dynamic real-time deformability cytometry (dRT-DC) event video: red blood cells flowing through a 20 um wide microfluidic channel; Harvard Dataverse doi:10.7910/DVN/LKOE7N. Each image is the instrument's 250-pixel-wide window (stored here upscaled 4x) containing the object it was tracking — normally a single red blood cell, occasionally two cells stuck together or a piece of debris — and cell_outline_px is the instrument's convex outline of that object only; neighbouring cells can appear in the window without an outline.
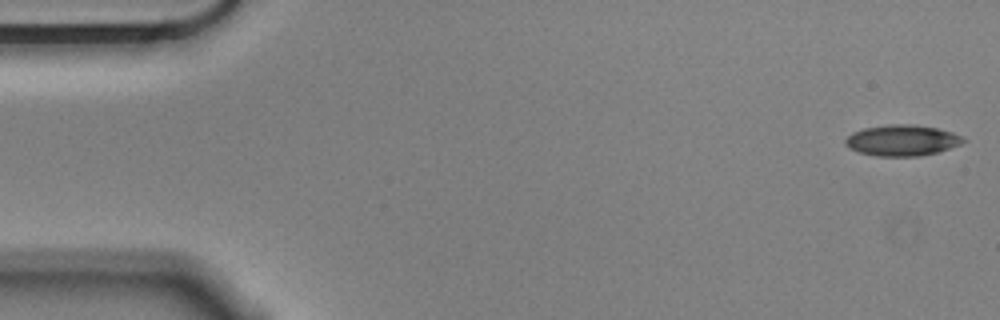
{"species": "Egyptian fruit bat (a non-hibernating species)", "species_latin": "Rousettus aegyptiacus", "temperature_condition": "cold", "stored_images_in_passage": 56, "camera_frame_rate_fps": 3000, "um_per_image_px": 0.085, "animal": {"sex": "male"}, "frame": {"image": 1, "passage_image": 1, "time_ms": 0.0, "image_size_px": [1000, 320], "cell_outline_px": [[968, 140], [960, 144], [936, 152], [920, 156], [876, 156], [860, 152], [848, 148], [844, 144], [844, 140], [852, 132], [864, 128], [888, 124], [916, 124], [936, 128], [952, 132], [964, 136]], "centroid_in_image_um": [76.67, 11.92], "position_along_channel_um": 8.3, "area_um2": 21.39}}
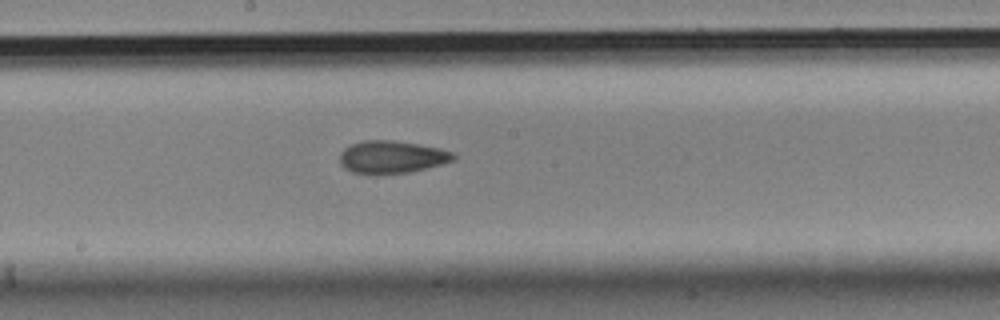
{"frame": {"image": 2, "passage_image": 29, "time_ms": 9.333, "image_size_px": [1000, 320], "cell_outline_px": [[456, 156], [452, 160], [440, 164], [408, 172], [352, 172], [344, 168], [340, 164], [340, 152], [344, 148], [352, 144], [364, 140], [392, 140], [440, 148], [452, 152]], "centroid_in_image_um": [33.27, 13.31], "position_along_channel_um": 214.9, "area_um2": 20.87}}
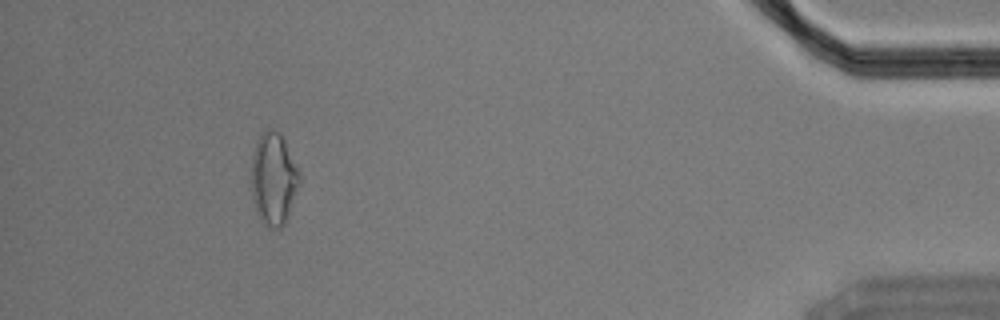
{"frame": {"image": 3, "passage_image": 51, "time_ms": 16.667, "image_size_px": [1000, 320], "cell_outline_px": [[300, 184], [288, 216], [284, 224], [280, 228], [268, 228], [260, 220], [256, 212], [252, 200], [252, 156], [256, 140], [268, 128], [272, 128], [280, 132], [300, 172]], "centroid_in_image_um": [23.25, 15.22], "position_along_channel_um": 411.9, "area_um2": 26.07}, "authors_computed_cell_mechanics": {"area_um2": 21.2993, "velocity_mm_per_s": 3.549, "shape_relaxation_time_tau1_ms": null, "shape_relaxation_time_tau2_ms": 5.9199, "deformation_change_tau1": null, "deformation_change_tau2": 0.1433}}